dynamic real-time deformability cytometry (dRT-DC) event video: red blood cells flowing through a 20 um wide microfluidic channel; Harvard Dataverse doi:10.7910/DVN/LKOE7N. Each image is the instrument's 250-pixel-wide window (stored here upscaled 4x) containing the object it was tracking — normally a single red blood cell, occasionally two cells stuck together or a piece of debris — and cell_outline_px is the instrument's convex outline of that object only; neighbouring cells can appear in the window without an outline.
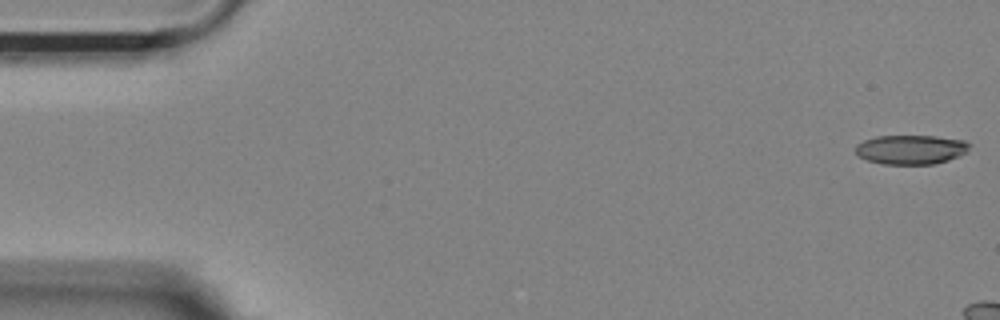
{"species": "Egyptian fruit bat (a non-hibernating species)", "species_latin": "Rousettus aegyptiacus", "temperature_condition": "room temperature", "stored_images_in_passage": 9, "camera_frame_rate_fps": 3000, "um_per_image_px": 0.085, "animal": {"sex": "female"}, "frame": {"image": 1, "passage_image": 1, "time_ms": 0.0, "image_size_px": [1000, 320], "cell_outline_px": [[972, 144], [968, 152], [960, 156], [948, 160], [932, 164], [880, 164], [868, 160], [860, 156], [856, 152], [856, 144], [864, 140], [876, 136], [936, 136], [964, 140]], "centroid_in_image_um": [77.47, 12.71], "position_along_channel_um": 7.5, "area_um2": 19.59}}